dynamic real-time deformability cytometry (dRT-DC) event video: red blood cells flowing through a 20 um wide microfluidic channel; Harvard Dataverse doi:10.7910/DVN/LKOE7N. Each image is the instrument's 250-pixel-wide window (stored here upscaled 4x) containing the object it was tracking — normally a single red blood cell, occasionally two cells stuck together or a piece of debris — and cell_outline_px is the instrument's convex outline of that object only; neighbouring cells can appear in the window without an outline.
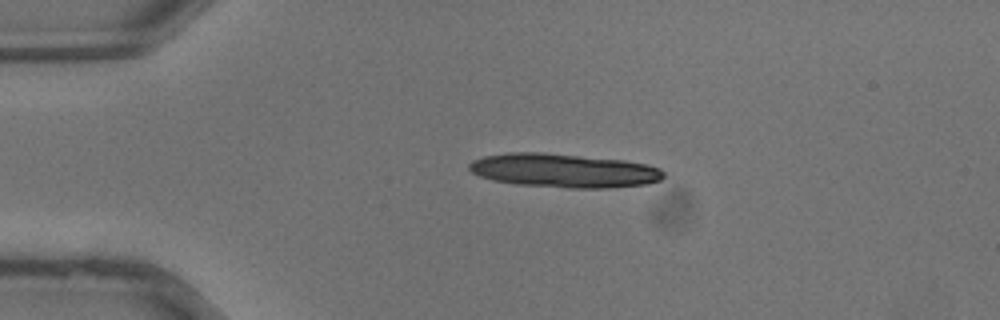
{"species": "common noctule bat (a hibernating species)", "species_latin": "Nyctalus noctula", "temperature_condition": "warm", "stored_images_in_passage": 30, "segment_of_instrument_passage": [1, 2], "camera_frame_rate_fps": 3000, "um_per_image_px": 0.085, "animal": {"sex": "male", "body_mass_g": 13.3}, "frame": {"image": 1, "passage_image": 1, "time_ms": 0.0, "image_size_px": [1000, 320], "cell_outline_px": [[664, 176], [660, 180], [648, 184], [608, 188], [568, 188], [516, 184], [492, 180], [480, 176], [472, 172], [468, 168], [468, 164], [472, 160], [484, 156], [508, 152], [544, 152], [624, 160], [648, 164], [660, 168], [664, 172]], "centroid_in_image_um": [47.93, 14.49], "position_along_channel_um": 37.1, "area_um2": 38.67}}